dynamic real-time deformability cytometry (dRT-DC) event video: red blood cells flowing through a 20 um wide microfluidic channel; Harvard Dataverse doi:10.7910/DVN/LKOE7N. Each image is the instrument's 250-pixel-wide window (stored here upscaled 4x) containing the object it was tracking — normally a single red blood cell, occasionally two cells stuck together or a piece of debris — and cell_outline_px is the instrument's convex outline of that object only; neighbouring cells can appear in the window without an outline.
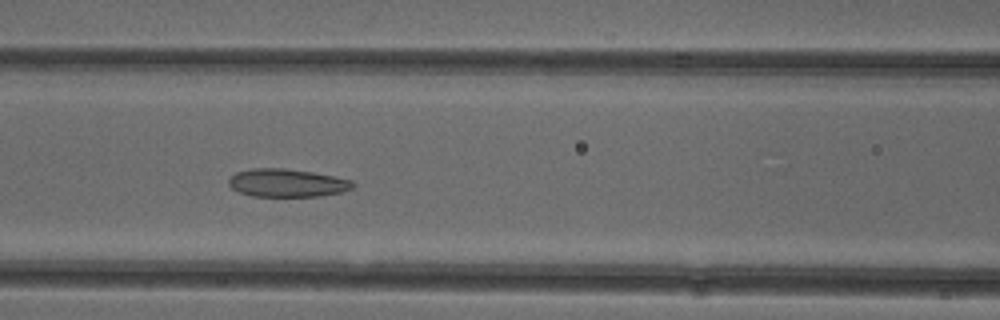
{"species": "common noctule bat (a hibernating species)", "species_latin": "Nyctalus noctula", "temperature_condition": "cold", "stored_images_in_passage": 29, "camera_frame_rate_fps": 3000, "um_per_image_px": 0.085, "animal": {"sex": "female"}, "frame": {"image": 1, "passage_image": 9, "time_ms": 2.667, "image_size_px": [1000, 320], "cell_outline_px": [[356, 184], [352, 188], [340, 192], [320, 196], [252, 196], [240, 192], [232, 188], [228, 184], [228, 180], [236, 172], [252, 168], [284, 168], [312, 172], [352, 180]], "centroid_in_image_um": [24.39, 15.54], "position_along_channel_um": 142.2, "area_um2": 20.17}}
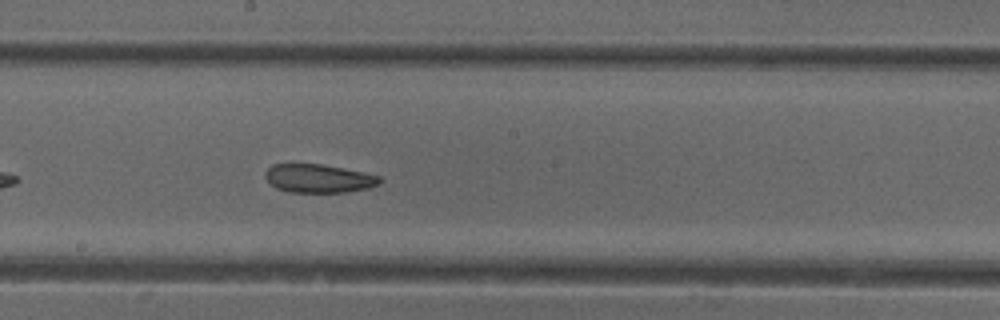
{"frame": {"image": 2, "passage_image": 15, "time_ms": 4.667, "image_size_px": [1000, 320], "cell_outline_px": [[384, 180], [380, 184], [368, 188], [348, 192], [288, 192], [276, 188], [264, 176], [264, 172], [272, 164], [320, 164], [380, 176]], "centroid_in_image_um": [27.08, 15.18], "position_along_channel_um": 221.1, "area_um2": 18.9}}
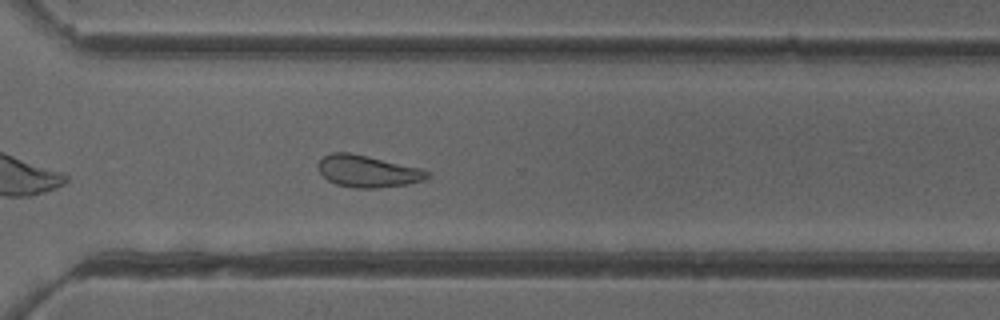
{"frame": {"image": 3, "passage_image": 24, "time_ms": 7.667, "image_size_px": [1000, 320], "cell_outline_px": [[432, 176], [424, 180], [408, 184], [376, 188], [356, 188], [336, 184], [328, 180], [320, 172], [316, 164], [324, 156], [332, 152], [348, 152], [420, 168], [432, 172]], "centroid_in_image_um": [31.27, 14.56], "position_along_channel_um": 339.3, "area_um2": 20.23}, "authors_computed_cell_mechanics": {"area_um2": 20.0566, "velocity_mm_per_s": 3.9552, "shape_relaxation_time_tau1_ms": null, "shape_relaxation_time_tau2_ms": 2.9118, "deformation_change_tau1": null, "deformation_change_tau2": 0.0993}}